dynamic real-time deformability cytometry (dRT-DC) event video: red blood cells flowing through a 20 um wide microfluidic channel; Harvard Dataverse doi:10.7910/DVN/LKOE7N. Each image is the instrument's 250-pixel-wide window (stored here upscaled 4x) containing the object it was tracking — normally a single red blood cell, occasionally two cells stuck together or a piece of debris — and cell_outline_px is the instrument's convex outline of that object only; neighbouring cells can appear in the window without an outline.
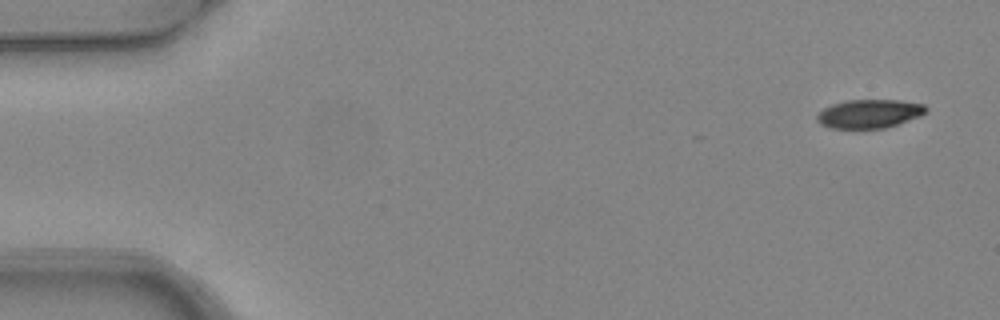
{"species": "common noctule bat (a hibernating species)", "species_latin": "Nyctalus noctula", "temperature_condition": "warm", "stored_images_in_passage": 2, "camera_frame_rate_fps": 3000, "um_per_image_px": 0.085, "animal": {"sex": "female", "body_mass_g": 24.6, "forearm_length_mm": 56.2}, "frame": {"image": 1, "passage_image": 2, "time_ms": 0.333, "image_size_px": [1000, 320], "cell_outline_px": [[928, 108], [920, 116], [884, 128], [832, 128], [820, 124], [816, 120], [816, 116], [824, 108], [832, 104], [848, 100], [896, 100], [924, 104]], "centroid_in_image_um": [73.87, 9.66], "position_along_channel_um": 11.1, "area_um2": 17.98}}